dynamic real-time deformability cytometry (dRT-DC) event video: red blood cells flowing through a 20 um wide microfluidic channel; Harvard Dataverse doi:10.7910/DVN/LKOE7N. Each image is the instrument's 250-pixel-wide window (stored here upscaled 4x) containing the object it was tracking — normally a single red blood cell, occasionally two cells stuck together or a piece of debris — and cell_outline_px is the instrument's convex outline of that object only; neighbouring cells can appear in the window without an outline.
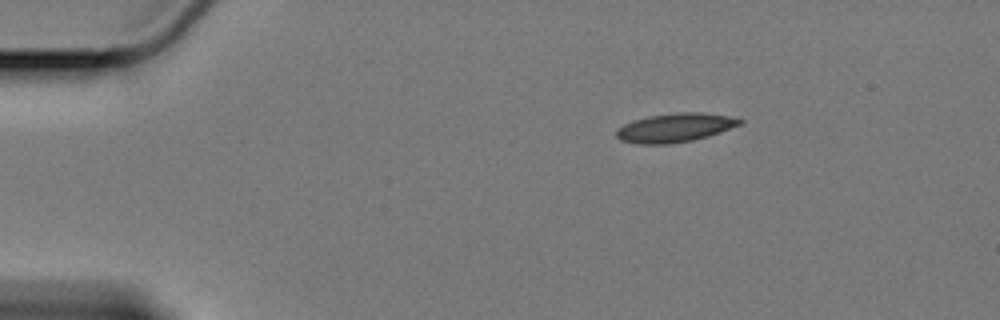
{"species": "Egyptian fruit bat (a non-hibernating species)", "species_latin": "Rousettus aegyptiacus", "temperature_condition": "cold", "stored_images_in_passage": 50, "camera_frame_rate_fps": 3000, "um_per_image_px": 0.085, "animal": {"sex": "female"}, "frame": {"image": 1, "passage_image": 1, "time_ms": 0.0, "image_size_px": [1000, 320], "cell_outline_px": [[744, 120], [740, 124], [692, 140], [668, 144], [640, 144], [620, 140], [616, 136], [616, 128], [624, 124], [648, 116], [680, 112], [700, 112], [728, 116]], "centroid_in_image_um": [57.3, 10.85], "position_along_channel_um": 27.7, "area_um2": 20.23}}
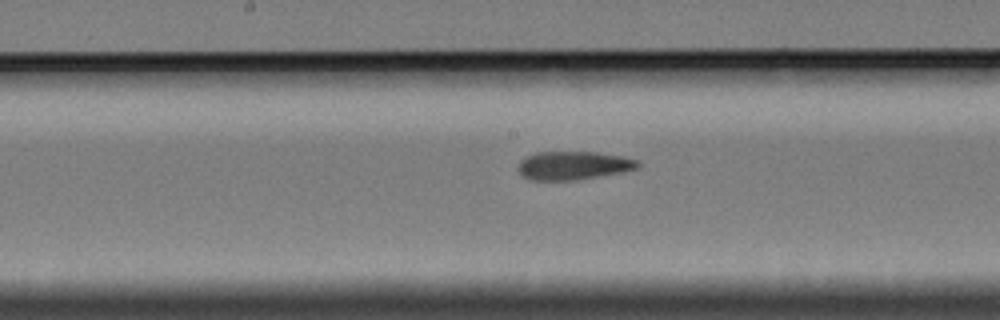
{"frame": {"image": 2, "passage_image": 22, "time_ms": 7.0, "image_size_px": [1000, 320], "cell_outline_px": [[640, 168], [624, 172], [576, 180], [528, 180], [520, 176], [516, 168], [520, 160], [536, 152], [596, 152], [624, 156], [640, 160]], "centroid_in_image_um": [48.74, 14.07], "position_along_channel_um": 199.5, "area_um2": 20.29}}
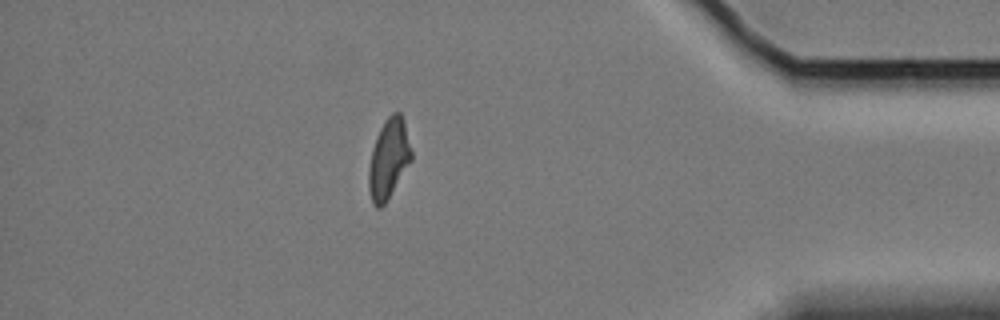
{"frame": {"image": 3, "passage_image": 43, "time_ms": 14.0, "image_size_px": [1000, 320], "cell_outline_px": [[412, 160], [384, 204], [380, 208], [376, 208], [372, 204], [368, 188], [368, 172], [372, 148], [376, 136], [384, 120], [392, 112], [400, 112], [404, 120], [412, 152]], "centroid_in_image_um": [33.02, 13.49], "position_along_channel_um": 402.2, "area_um2": 19.88}, "authors_computed_cell_mechanics": {"area_um2": 19.9699, "velocity_mm_per_s": 3.392, "shape_relaxation_time_tau1_ms": 10.8999, "shape_relaxation_time_tau2_ms": 2.6417, "deformation_change_tau1": 0.2711, "deformation_change_tau2": 0.1115}}